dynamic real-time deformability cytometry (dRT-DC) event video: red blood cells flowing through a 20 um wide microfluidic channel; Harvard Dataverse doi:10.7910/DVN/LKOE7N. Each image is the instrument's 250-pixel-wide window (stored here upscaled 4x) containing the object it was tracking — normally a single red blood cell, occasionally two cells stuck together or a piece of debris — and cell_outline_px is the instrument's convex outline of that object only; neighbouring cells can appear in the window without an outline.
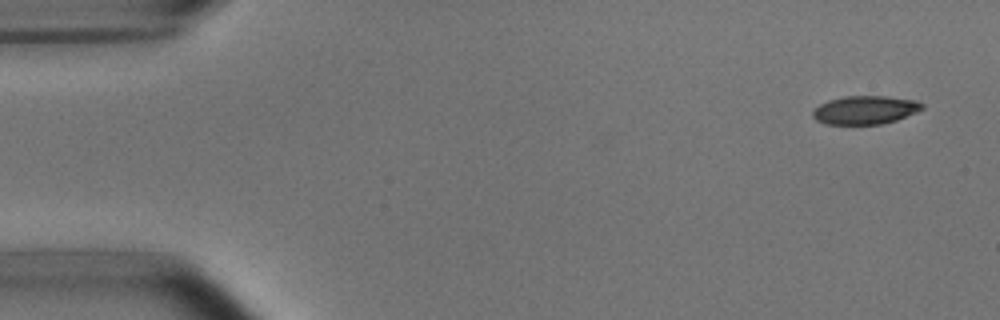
{"species": "common noctule bat (a hibernating species)", "species_latin": "Nyctalus noctula", "temperature_condition": "room temperature", "stored_images_in_passage": 7, "camera_frame_rate_fps": 3000, "um_per_image_px": 0.085, "animal": {"sex": "male", "body_mass_g": 15.6}, "frame": {"image": 1, "passage_image": 1, "time_ms": 0.0, "image_size_px": [1000, 320], "cell_outline_px": [[924, 108], [916, 112], [896, 120], [880, 124], [824, 124], [816, 120], [812, 116], [812, 112], [820, 104], [828, 100], [844, 96], [888, 96], [916, 100], [924, 104]], "centroid_in_image_um": [73.54, 9.34], "position_along_channel_um": 11.5, "area_um2": 18.15}}
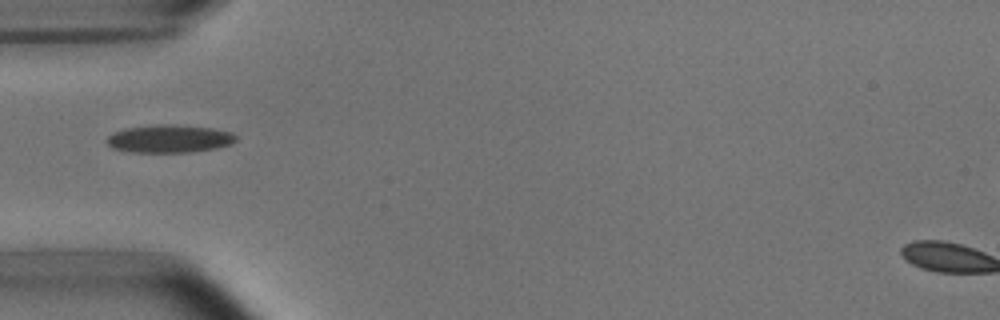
{"frame": {"image": 2, "passage_image": 5, "time_ms": 4.667, "image_size_px": [1000, 320], "cell_outline_px": [[236, 140], [232, 144], [216, 148], [188, 152], [132, 152], [112, 148], [108, 144], [108, 136], [112, 132], [128, 128], [152, 124], [172, 124], [212, 128], [232, 132], [236, 136]], "centroid_in_image_um": [14.41, 11.78], "position_along_channel_um": 70.6, "area_um2": 20.98}}